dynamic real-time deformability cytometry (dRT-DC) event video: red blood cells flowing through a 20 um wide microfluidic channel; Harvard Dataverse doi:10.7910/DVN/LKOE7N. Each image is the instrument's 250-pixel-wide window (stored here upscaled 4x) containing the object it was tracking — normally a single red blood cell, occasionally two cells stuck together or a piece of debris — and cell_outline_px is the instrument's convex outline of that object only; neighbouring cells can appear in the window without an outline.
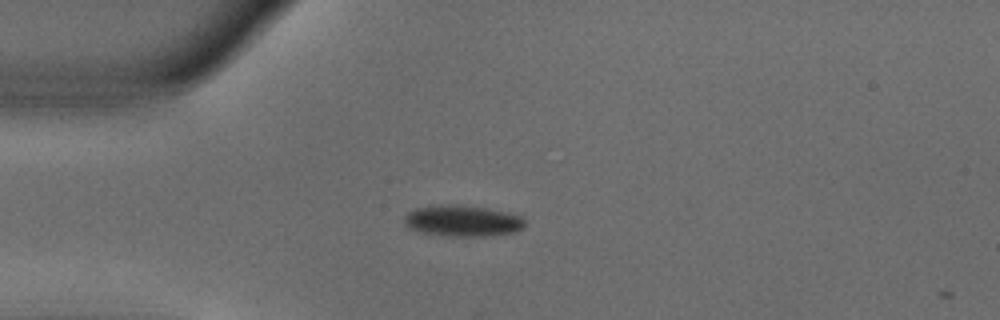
{"species": "common noctule bat (a hibernating species)", "species_latin": "Nyctalus noctula", "temperature_condition": "warm", "stored_images_in_passage": 3, "camera_frame_rate_fps": 3000, "um_per_image_px": 0.085, "animal": {"sex": "male", "body_mass_g": 18.8}, "frame": {"image": 1, "passage_image": 1, "time_ms": 0.0, "image_size_px": [1000, 320], "cell_outline_px": [[524, 228], [516, 232], [484, 236], [456, 236], [416, 232], [408, 228], [404, 224], [404, 216], [408, 212], [416, 208], [484, 208], [524, 216]], "centroid_in_image_um": [39.35, 18.84], "position_along_channel_um": 45.6, "area_um2": 20.81}}